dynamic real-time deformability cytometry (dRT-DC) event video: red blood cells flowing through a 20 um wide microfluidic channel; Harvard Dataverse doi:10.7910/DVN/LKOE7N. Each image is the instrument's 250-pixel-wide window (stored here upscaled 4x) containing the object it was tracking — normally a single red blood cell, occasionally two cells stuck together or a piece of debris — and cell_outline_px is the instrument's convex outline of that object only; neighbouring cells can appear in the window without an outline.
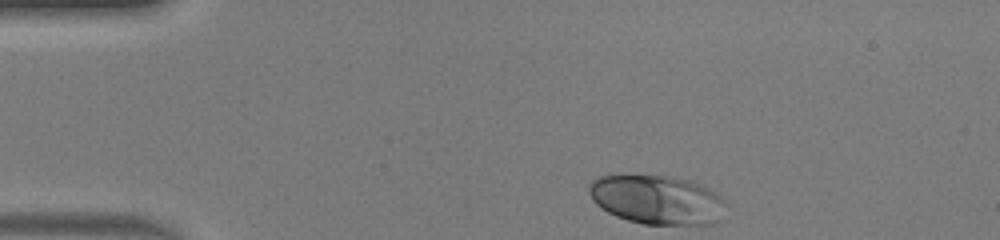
{"species": "human", "species_latin": "Homo sapiens", "temperature_condition": "warm", "stored_images_in_passage": 37, "camera_frame_rate_fps": 3000, "um_per_image_px": 0.085, "donor": {"sex": "male"}, "frame": {"image": 1, "passage_image": 1, "time_ms": 0.0, "image_size_px": [1000, 240], "cell_outline_px": [[728, 204], [720, 224], [644, 224], [628, 220], [616, 216], [608, 212], [596, 204], [592, 200], [588, 192], [588, 184], [592, 180], [600, 176], [668, 176], [692, 180], [708, 188], [720, 196]], "centroid_in_image_um": [55.9, 16.99], "position_along_channel_um": 29.1, "area_um2": 39.48}}
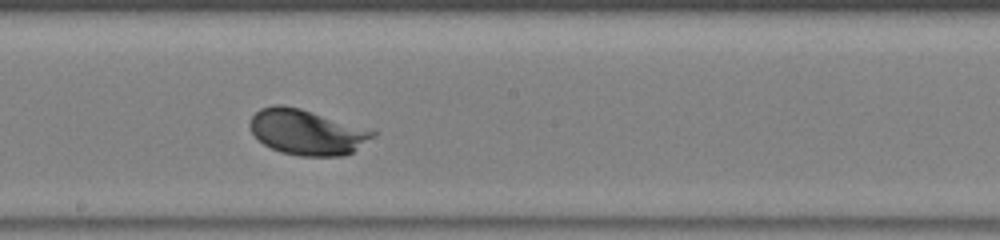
{"frame": {"image": 2, "passage_image": 20, "time_ms": 6.333, "image_size_px": [1000, 240], "cell_outline_px": [[376, 132], [372, 136], [352, 152], [344, 156], [300, 156], [280, 152], [264, 144], [252, 132], [248, 124], [252, 116], [260, 108], [272, 104], [284, 104], [300, 108]], "centroid_in_image_um": [25.99, 11.22], "position_along_channel_um": 222.2, "area_um2": 31.91}}
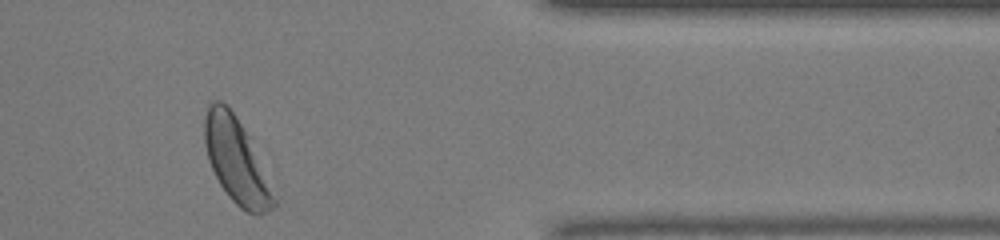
{"frame": {"image": 3, "passage_image": 34, "time_ms": 11.0, "image_size_px": [1000, 240], "cell_outline_px": [[276, 204], [272, 208], [260, 216], [256, 216], [240, 208], [228, 196], [220, 184], [208, 160], [204, 144], [204, 120], [208, 104], [212, 100], [220, 100], [228, 104], [248, 136], [276, 200]], "centroid_in_image_um": [20.04, 13.64], "position_along_channel_um": 391.4, "area_um2": 33.7}, "authors_computed_cell_mechanics": {"area_um2": 32.5414, "velocity_mm_per_s": 4.0879, "shape_relaxation_time_tau1_ms": 1.4139, "shape_relaxation_time_tau2_ms": null, "deformation_change_tau1": 0.1208, "deformation_change_tau2": null}}